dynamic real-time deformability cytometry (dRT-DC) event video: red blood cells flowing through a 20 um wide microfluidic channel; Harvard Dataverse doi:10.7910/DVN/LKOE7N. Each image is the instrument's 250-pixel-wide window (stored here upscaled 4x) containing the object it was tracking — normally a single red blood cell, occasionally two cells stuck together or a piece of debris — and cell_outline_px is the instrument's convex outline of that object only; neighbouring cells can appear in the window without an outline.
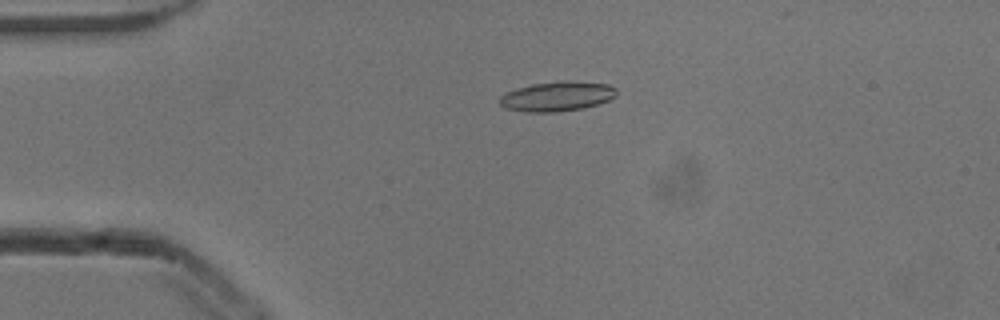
{"species": "common noctule bat (a hibernating species)", "species_latin": "Nyctalus noctula", "temperature_condition": "cold", "stored_images_in_passage": 53, "camera_frame_rate_fps": 3000, "um_per_image_px": 0.085, "animal": {"sex": "male", "body_mass_g": 13.3}, "frame": {"image": 1, "passage_image": 12, "time_ms": 3.667, "image_size_px": [1000, 320], "cell_outline_px": [[616, 96], [608, 100], [584, 108], [556, 112], [524, 112], [504, 108], [500, 104], [500, 96], [504, 92], [516, 88], [532, 84], [556, 80], [568, 80], [608, 84], [616, 88]], "centroid_in_image_um": [47.32, 8.18], "position_along_channel_um": 37.7, "area_um2": 20.52}}
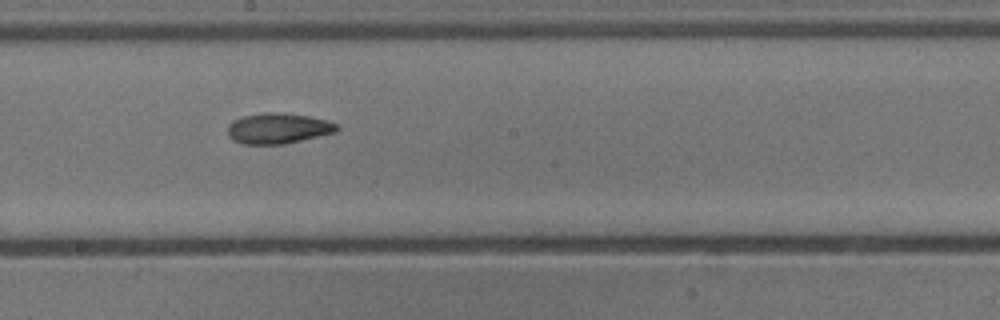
{"frame": {"image": 2, "passage_image": 29, "time_ms": 9.333, "image_size_px": [1000, 320], "cell_outline_px": [[340, 128], [336, 132], [284, 144], [244, 144], [232, 140], [228, 136], [228, 124], [232, 120], [244, 116], [264, 112], [284, 112], [308, 116], [328, 120], [336, 124]], "centroid_in_image_um": [23.63, 10.9], "position_along_channel_um": 224.6, "area_um2": 19.59}}
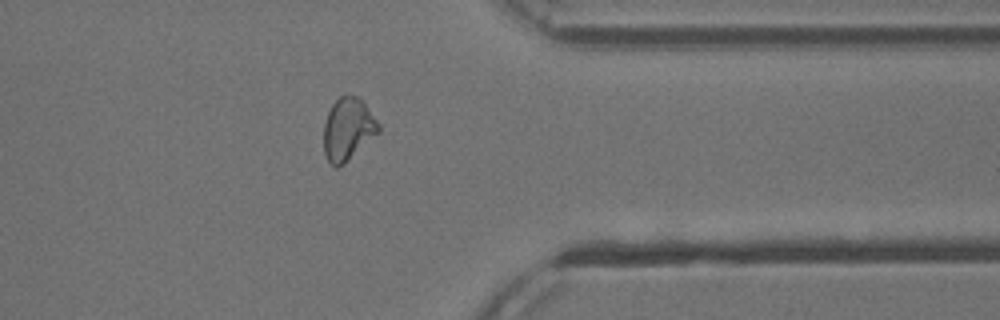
{"frame": {"image": 3, "passage_image": 42, "time_ms": 13.667, "image_size_px": [1000, 320], "cell_outline_px": [[380, 132], [344, 164], [336, 168], [328, 160], [324, 152], [324, 124], [328, 112], [332, 104], [340, 96], [356, 96], [364, 104], [380, 124]], "centroid_in_image_um": [29.57, 11.0], "position_along_channel_um": 381.8, "area_um2": 19.71}, "authors_computed_cell_mechanics": {"area_um2": 19.652, "velocity_mm_per_s": 3.8799, "shape_relaxation_time_tau1_ms": 3.4682, "shape_relaxation_time_tau2_ms": 6.0152, "deformation_change_tau1": 0.1349, "deformation_change_tau2": 0.1394}}